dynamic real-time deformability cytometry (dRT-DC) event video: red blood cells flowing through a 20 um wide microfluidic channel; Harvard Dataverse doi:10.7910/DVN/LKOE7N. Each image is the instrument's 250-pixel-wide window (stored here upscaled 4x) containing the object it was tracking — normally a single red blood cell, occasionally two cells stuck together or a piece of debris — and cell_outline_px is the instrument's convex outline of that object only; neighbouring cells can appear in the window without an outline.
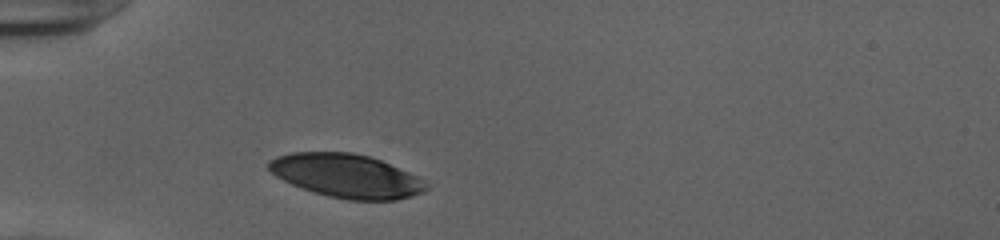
{"species": "human", "species_latin": "Homo sapiens", "temperature_condition": "cold", "stored_images_in_passage": 29, "camera_frame_rate_fps": 3000, "um_per_image_px": 0.085, "donor": {"sex": "female"}, "frame": {"image": 1, "passage_image": 1, "time_ms": 0.0, "image_size_px": [1000, 240], "cell_outline_px": [[428, 188], [424, 192], [412, 196], [396, 200], [348, 200], [328, 196], [312, 192], [292, 184], [276, 176], [268, 168], [268, 160], [276, 156], [292, 152], [352, 152], [368, 156], [380, 160], [416, 176], [428, 184]], "centroid_in_image_um": [29.43, 14.95], "position_along_channel_um": 55.6, "area_um2": 39.88}}
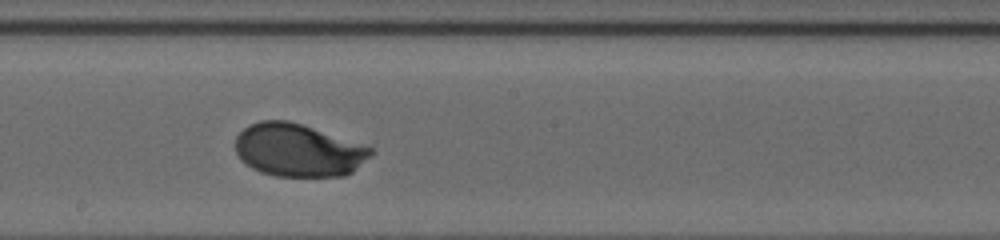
{"frame": {"image": 2, "passage_image": 15, "time_ms": 4.667, "image_size_px": [1000, 240], "cell_outline_px": [[376, 148], [352, 172], [344, 176], [276, 176], [260, 172], [252, 168], [240, 160], [236, 152], [236, 136], [248, 124], [260, 120], [288, 120]], "centroid_in_image_um": [25.31, 12.76], "position_along_channel_um": 222.9, "area_um2": 41.62}}
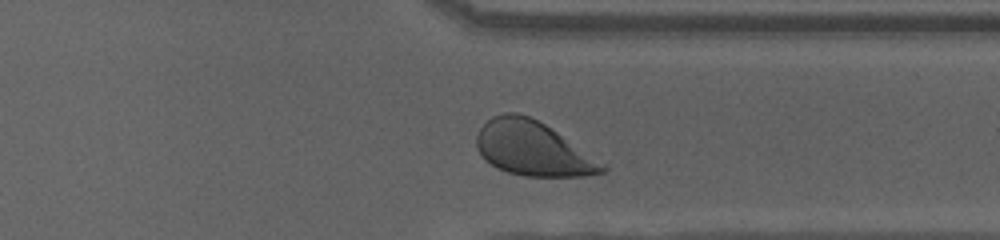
{"frame": {"image": 3, "passage_image": 26, "time_ms": 8.333, "image_size_px": [1000, 240], "cell_outline_px": [[608, 168], [604, 172], [584, 176], [524, 176], [508, 172], [496, 168], [484, 160], [476, 144], [476, 136], [480, 128], [492, 116], [504, 112], [516, 112], [528, 116], [544, 124], [604, 164]], "centroid_in_image_um": [45.23, 12.64], "position_along_channel_um": 366.2, "area_um2": 39.25}, "authors_computed_cell_mechanics": {"area_um2": 41.5004, "velocity_mm_per_s": 3.8958, "shape_relaxation_time_tau1_ms": 2.4053, "shape_relaxation_time_tau2_ms": null, "deformation_change_tau1": 0.1385, "deformation_change_tau2": null}}